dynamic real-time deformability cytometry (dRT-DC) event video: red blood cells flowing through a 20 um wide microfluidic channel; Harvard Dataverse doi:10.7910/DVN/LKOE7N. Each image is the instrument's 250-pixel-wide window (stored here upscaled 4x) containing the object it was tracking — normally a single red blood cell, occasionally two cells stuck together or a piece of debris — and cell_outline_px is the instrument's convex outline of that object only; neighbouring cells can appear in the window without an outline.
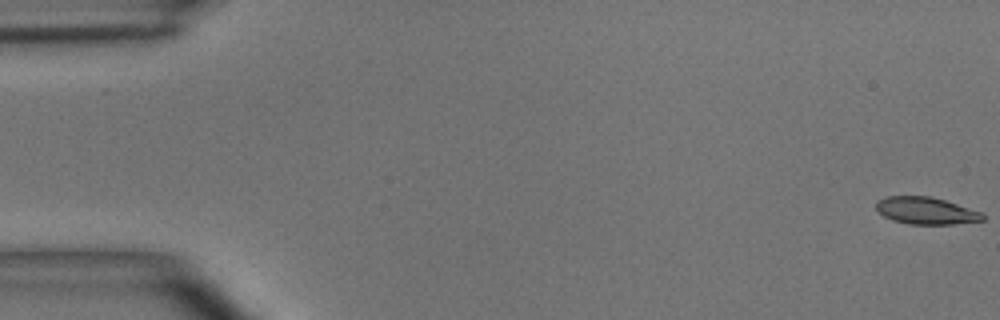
{"species": "common noctule bat (a hibernating species)", "species_latin": "Nyctalus noctula", "temperature_condition": "room temperature", "stored_images_in_passage": 45, "camera_frame_rate_fps": 3000, "um_per_image_px": 0.085, "animal": {"sex": "male", "body_mass_g": 15.6}, "frame": {"image": 1, "passage_image": 1, "time_ms": 0.0, "image_size_px": [1000, 320], "cell_outline_px": [[984, 220], [952, 224], [908, 224], [892, 220], [884, 216], [876, 208], [876, 200], [888, 196], [932, 196], [984, 212]], "centroid_in_image_um": [78.73, 17.9], "position_along_channel_um": 6.3, "area_um2": 16.94}}
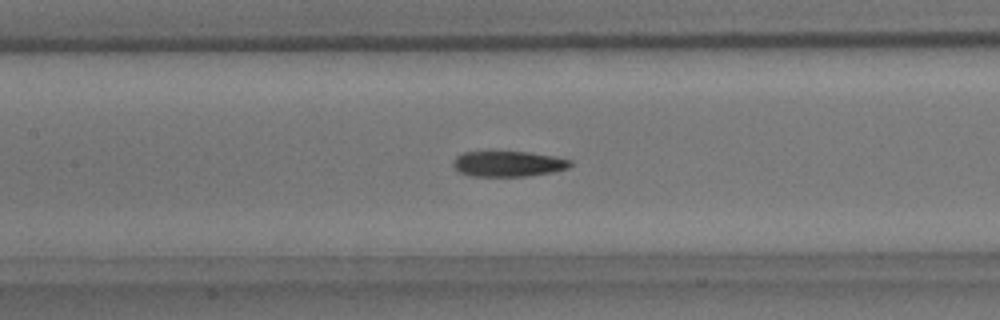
{"frame": {"image": 2, "passage_image": 24, "time_ms": 7.667, "image_size_px": [1000, 320], "cell_outline_px": [[572, 164], [568, 168], [552, 172], [528, 176], [472, 176], [460, 172], [452, 164], [452, 160], [456, 156], [464, 152], [528, 152], [552, 156], [572, 160]], "centroid_in_image_um": [43.19, 13.92], "position_along_channel_um": 164.2, "area_um2": 17.34}}
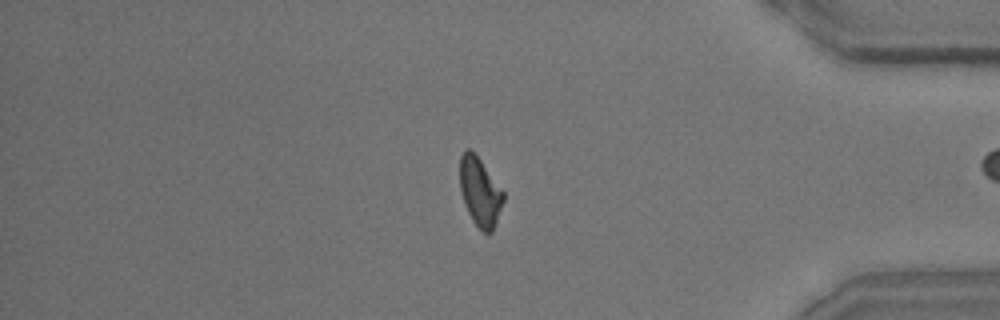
{"frame": {"image": 3, "passage_image": 44, "time_ms": 14.333, "image_size_px": [1000, 320], "cell_outline_px": [[504, 200], [496, 224], [492, 232], [484, 232], [472, 220], [464, 204], [460, 192], [460, 156], [468, 148], [480, 160], [504, 192]], "centroid_in_image_um": [40.79, 16.33], "position_along_channel_um": 394.4, "area_um2": 17.17}}